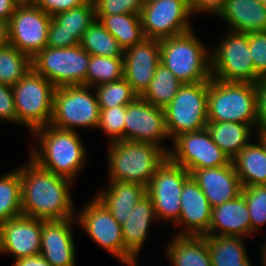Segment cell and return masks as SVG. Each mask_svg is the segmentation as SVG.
Masks as SVG:
<instances>
[{
    "mask_svg": "<svg viewBox=\"0 0 266 266\" xmlns=\"http://www.w3.org/2000/svg\"><path fill=\"white\" fill-rule=\"evenodd\" d=\"M19 171L23 216L44 221L75 217L69 189L72 180L39 167L31 159Z\"/></svg>",
    "mask_w": 266,
    "mask_h": 266,
    "instance_id": "obj_1",
    "label": "cell"
},
{
    "mask_svg": "<svg viewBox=\"0 0 266 266\" xmlns=\"http://www.w3.org/2000/svg\"><path fill=\"white\" fill-rule=\"evenodd\" d=\"M33 133L38 136L41 149L32 146L30 159L45 170L74 181L86 162V149L79 133L50 124Z\"/></svg>",
    "mask_w": 266,
    "mask_h": 266,
    "instance_id": "obj_2",
    "label": "cell"
},
{
    "mask_svg": "<svg viewBox=\"0 0 266 266\" xmlns=\"http://www.w3.org/2000/svg\"><path fill=\"white\" fill-rule=\"evenodd\" d=\"M169 149L156 144L119 140L109 143V181L132 182L148 187Z\"/></svg>",
    "mask_w": 266,
    "mask_h": 266,
    "instance_id": "obj_3",
    "label": "cell"
},
{
    "mask_svg": "<svg viewBox=\"0 0 266 266\" xmlns=\"http://www.w3.org/2000/svg\"><path fill=\"white\" fill-rule=\"evenodd\" d=\"M190 30L159 40L160 63L171 70L183 84L205 82L212 78L211 50Z\"/></svg>",
    "mask_w": 266,
    "mask_h": 266,
    "instance_id": "obj_4",
    "label": "cell"
},
{
    "mask_svg": "<svg viewBox=\"0 0 266 266\" xmlns=\"http://www.w3.org/2000/svg\"><path fill=\"white\" fill-rule=\"evenodd\" d=\"M208 122H237L255 127L256 91L253 83L208 80Z\"/></svg>",
    "mask_w": 266,
    "mask_h": 266,
    "instance_id": "obj_5",
    "label": "cell"
},
{
    "mask_svg": "<svg viewBox=\"0 0 266 266\" xmlns=\"http://www.w3.org/2000/svg\"><path fill=\"white\" fill-rule=\"evenodd\" d=\"M56 87L31 69L13 87L17 123L31 132L49 125L53 114Z\"/></svg>",
    "mask_w": 266,
    "mask_h": 266,
    "instance_id": "obj_6",
    "label": "cell"
},
{
    "mask_svg": "<svg viewBox=\"0 0 266 266\" xmlns=\"http://www.w3.org/2000/svg\"><path fill=\"white\" fill-rule=\"evenodd\" d=\"M90 54L80 46L45 47L31 58L32 69L55 87L86 85Z\"/></svg>",
    "mask_w": 266,
    "mask_h": 266,
    "instance_id": "obj_7",
    "label": "cell"
},
{
    "mask_svg": "<svg viewBox=\"0 0 266 266\" xmlns=\"http://www.w3.org/2000/svg\"><path fill=\"white\" fill-rule=\"evenodd\" d=\"M211 73L212 78L226 82L254 84L260 78L249 50V33H226L211 50Z\"/></svg>",
    "mask_w": 266,
    "mask_h": 266,
    "instance_id": "obj_8",
    "label": "cell"
},
{
    "mask_svg": "<svg viewBox=\"0 0 266 266\" xmlns=\"http://www.w3.org/2000/svg\"><path fill=\"white\" fill-rule=\"evenodd\" d=\"M208 81L183 84L173 100L164 108L170 139L200 131L207 126Z\"/></svg>",
    "mask_w": 266,
    "mask_h": 266,
    "instance_id": "obj_9",
    "label": "cell"
},
{
    "mask_svg": "<svg viewBox=\"0 0 266 266\" xmlns=\"http://www.w3.org/2000/svg\"><path fill=\"white\" fill-rule=\"evenodd\" d=\"M90 88L87 85L56 87L50 125L72 131L75 127L97 128L100 106Z\"/></svg>",
    "mask_w": 266,
    "mask_h": 266,
    "instance_id": "obj_10",
    "label": "cell"
},
{
    "mask_svg": "<svg viewBox=\"0 0 266 266\" xmlns=\"http://www.w3.org/2000/svg\"><path fill=\"white\" fill-rule=\"evenodd\" d=\"M75 218L88 236L127 266H137L136 258L124 247L122 226L95 197Z\"/></svg>",
    "mask_w": 266,
    "mask_h": 266,
    "instance_id": "obj_11",
    "label": "cell"
},
{
    "mask_svg": "<svg viewBox=\"0 0 266 266\" xmlns=\"http://www.w3.org/2000/svg\"><path fill=\"white\" fill-rule=\"evenodd\" d=\"M190 173L169 157L157 168L146 194L151 198L157 220H170L175 224L181 214V194Z\"/></svg>",
    "mask_w": 266,
    "mask_h": 266,
    "instance_id": "obj_12",
    "label": "cell"
},
{
    "mask_svg": "<svg viewBox=\"0 0 266 266\" xmlns=\"http://www.w3.org/2000/svg\"><path fill=\"white\" fill-rule=\"evenodd\" d=\"M188 0H145L140 12L145 38L165 39L193 30Z\"/></svg>",
    "mask_w": 266,
    "mask_h": 266,
    "instance_id": "obj_13",
    "label": "cell"
},
{
    "mask_svg": "<svg viewBox=\"0 0 266 266\" xmlns=\"http://www.w3.org/2000/svg\"><path fill=\"white\" fill-rule=\"evenodd\" d=\"M173 144L174 150L169 151L168 157L189 173L197 169L222 167L231 161L214 143L207 128L180 134Z\"/></svg>",
    "mask_w": 266,
    "mask_h": 266,
    "instance_id": "obj_14",
    "label": "cell"
},
{
    "mask_svg": "<svg viewBox=\"0 0 266 266\" xmlns=\"http://www.w3.org/2000/svg\"><path fill=\"white\" fill-rule=\"evenodd\" d=\"M51 16L38 6L17 7L8 22V42L33 58L47 47Z\"/></svg>",
    "mask_w": 266,
    "mask_h": 266,
    "instance_id": "obj_15",
    "label": "cell"
},
{
    "mask_svg": "<svg viewBox=\"0 0 266 266\" xmlns=\"http://www.w3.org/2000/svg\"><path fill=\"white\" fill-rule=\"evenodd\" d=\"M124 120V140L148 142L165 148L160 146L162 139L169 138L164 109L137 96L126 105Z\"/></svg>",
    "mask_w": 266,
    "mask_h": 266,
    "instance_id": "obj_16",
    "label": "cell"
},
{
    "mask_svg": "<svg viewBox=\"0 0 266 266\" xmlns=\"http://www.w3.org/2000/svg\"><path fill=\"white\" fill-rule=\"evenodd\" d=\"M42 220L19 216L0 224V254L12 253L16 259L40 254Z\"/></svg>",
    "mask_w": 266,
    "mask_h": 266,
    "instance_id": "obj_17",
    "label": "cell"
},
{
    "mask_svg": "<svg viewBox=\"0 0 266 266\" xmlns=\"http://www.w3.org/2000/svg\"><path fill=\"white\" fill-rule=\"evenodd\" d=\"M123 58V78L131 85L132 90L141 96L160 64V42L157 39L145 38L141 43L125 50Z\"/></svg>",
    "mask_w": 266,
    "mask_h": 266,
    "instance_id": "obj_18",
    "label": "cell"
},
{
    "mask_svg": "<svg viewBox=\"0 0 266 266\" xmlns=\"http://www.w3.org/2000/svg\"><path fill=\"white\" fill-rule=\"evenodd\" d=\"M181 214L175 223L184 225L180 236H206L211 223L212 208L197 182L190 175L184 182L181 194ZM186 230V231H185Z\"/></svg>",
    "mask_w": 266,
    "mask_h": 266,
    "instance_id": "obj_19",
    "label": "cell"
},
{
    "mask_svg": "<svg viewBox=\"0 0 266 266\" xmlns=\"http://www.w3.org/2000/svg\"><path fill=\"white\" fill-rule=\"evenodd\" d=\"M75 218L42 220L41 249L51 266H75V243L72 225Z\"/></svg>",
    "mask_w": 266,
    "mask_h": 266,
    "instance_id": "obj_20",
    "label": "cell"
},
{
    "mask_svg": "<svg viewBox=\"0 0 266 266\" xmlns=\"http://www.w3.org/2000/svg\"><path fill=\"white\" fill-rule=\"evenodd\" d=\"M190 175L204 192L211 208L241 194L242 185L232 160L222 167L193 170Z\"/></svg>",
    "mask_w": 266,
    "mask_h": 266,
    "instance_id": "obj_21",
    "label": "cell"
},
{
    "mask_svg": "<svg viewBox=\"0 0 266 266\" xmlns=\"http://www.w3.org/2000/svg\"><path fill=\"white\" fill-rule=\"evenodd\" d=\"M252 233L249 208L242 194L212 208L211 223L206 236L243 237Z\"/></svg>",
    "mask_w": 266,
    "mask_h": 266,
    "instance_id": "obj_22",
    "label": "cell"
},
{
    "mask_svg": "<svg viewBox=\"0 0 266 266\" xmlns=\"http://www.w3.org/2000/svg\"><path fill=\"white\" fill-rule=\"evenodd\" d=\"M217 15L233 32L266 31V6L257 0H225Z\"/></svg>",
    "mask_w": 266,
    "mask_h": 266,
    "instance_id": "obj_23",
    "label": "cell"
},
{
    "mask_svg": "<svg viewBox=\"0 0 266 266\" xmlns=\"http://www.w3.org/2000/svg\"><path fill=\"white\" fill-rule=\"evenodd\" d=\"M110 188L101 191L96 197L123 225L138 201L146 195V187L138 183L110 181Z\"/></svg>",
    "mask_w": 266,
    "mask_h": 266,
    "instance_id": "obj_24",
    "label": "cell"
},
{
    "mask_svg": "<svg viewBox=\"0 0 266 266\" xmlns=\"http://www.w3.org/2000/svg\"><path fill=\"white\" fill-rule=\"evenodd\" d=\"M157 220L154 205L146 194L131 211L127 221L122 226L124 247L135 257L148 236V229L153 220Z\"/></svg>",
    "mask_w": 266,
    "mask_h": 266,
    "instance_id": "obj_25",
    "label": "cell"
},
{
    "mask_svg": "<svg viewBox=\"0 0 266 266\" xmlns=\"http://www.w3.org/2000/svg\"><path fill=\"white\" fill-rule=\"evenodd\" d=\"M168 244L166 254L172 266H212L206 236L174 235Z\"/></svg>",
    "mask_w": 266,
    "mask_h": 266,
    "instance_id": "obj_26",
    "label": "cell"
},
{
    "mask_svg": "<svg viewBox=\"0 0 266 266\" xmlns=\"http://www.w3.org/2000/svg\"><path fill=\"white\" fill-rule=\"evenodd\" d=\"M232 162L242 187L266 184V152L259 141L249 142Z\"/></svg>",
    "mask_w": 266,
    "mask_h": 266,
    "instance_id": "obj_27",
    "label": "cell"
},
{
    "mask_svg": "<svg viewBox=\"0 0 266 266\" xmlns=\"http://www.w3.org/2000/svg\"><path fill=\"white\" fill-rule=\"evenodd\" d=\"M214 143L232 160L247 144L253 127L237 122H208L206 126Z\"/></svg>",
    "mask_w": 266,
    "mask_h": 266,
    "instance_id": "obj_28",
    "label": "cell"
},
{
    "mask_svg": "<svg viewBox=\"0 0 266 266\" xmlns=\"http://www.w3.org/2000/svg\"><path fill=\"white\" fill-rule=\"evenodd\" d=\"M95 17L116 38L124 51L145 39L140 14L123 13Z\"/></svg>",
    "mask_w": 266,
    "mask_h": 266,
    "instance_id": "obj_29",
    "label": "cell"
},
{
    "mask_svg": "<svg viewBox=\"0 0 266 266\" xmlns=\"http://www.w3.org/2000/svg\"><path fill=\"white\" fill-rule=\"evenodd\" d=\"M206 240L212 266H241L249 259L243 237L206 236Z\"/></svg>",
    "mask_w": 266,
    "mask_h": 266,
    "instance_id": "obj_30",
    "label": "cell"
},
{
    "mask_svg": "<svg viewBox=\"0 0 266 266\" xmlns=\"http://www.w3.org/2000/svg\"><path fill=\"white\" fill-rule=\"evenodd\" d=\"M182 85L183 83L174 73L160 63L141 97L153 106L164 109L173 100Z\"/></svg>",
    "mask_w": 266,
    "mask_h": 266,
    "instance_id": "obj_31",
    "label": "cell"
},
{
    "mask_svg": "<svg viewBox=\"0 0 266 266\" xmlns=\"http://www.w3.org/2000/svg\"><path fill=\"white\" fill-rule=\"evenodd\" d=\"M91 56L123 57L124 50L118 41L95 19L87 28L80 41Z\"/></svg>",
    "mask_w": 266,
    "mask_h": 266,
    "instance_id": "obj_32",
    "label": "cell"
},
{
    "mask_svg": "<svg viewBox=\"0 0 266 266\" xmlns=\"http://www.w3.org/2000/svg\"><path fill=\"white\" fill-rule=\"evenodd\" d=\"M22 215L20 171L18 169L0 177V224Z\"/></svg>",
    "mask_w": 266,
    "mask_h": 266,
    "instance_id": "obj_33",
    "label": "cell"
},
{
    "mask_svg": "<svg viewBox=\"0 0 266 266\" xmlns=\"http://www.w3.org/2000/svg\"><path fill=\"white\" fill-rule=\"evenodd\" d=\"M31 69L29 56L9 43L0 47V83L13 87Z\"/></svg>",
    "mask_w": 266,
    "mask_h": 266,
    "instance_id": "obj_34",
    "label": "cell"
},
{
    "mask_svg": "<svg viewBox=\"0 0 266 266\" xmlns=\"http://www.w3.org/2000/svg\"><path fill=\"white\" fill-rule=\"evenodd\" d=\"M58 23V31H64L80 42L88 26L96 19L93 0L56 14L52 17Z\"/></svg>",
    "mask_w": 266,
    "mask_h": 266,
    "instance_id": "obj_35",
    "label": "cell"
},
{
    "mask_svg": "<svg viewBox=\"0 0 266 266\" xmlns=\"http://www.w3.org/2000/svg\"><path fill=\"white\" fill-rule=\"evenodd\" d=\"M123 69V57L90 56L86 85L94 87L122 79Z\"/></svg>",
    "mask_w": 266,
    "mask_h": 266,
    "instance_id": "obj_36",
    "label": "cell"
},
{
    "mask_svg": "<svg viewBox=\"0 0 266 266\" xmlns=\"http://www.w3.org/2000/svg\"><path fill=\"white\" fill-rule=\"evenodd\" d=\"M96 97L100 109H110L120 105H127L138 95L131 85L124 79L96 86Z\"/></svg>",
    "mask_w": 266,
    "mask_h": 266,
    "instance_id": "obj_37",
    "label": "cell"
},
{
    "mask_svg": "<svg viewBox=\"0 0 266 266\" xmlns=\"http://www.w3.org/2000/svg\"><path fill=\"white\" fill-rule=\"evenodd\" d=\"M241 194L248 205L251 229L255 232L266 224V184L242 187Z\"/></svg>",
    "mask_w": 266,
    "mask_h": 266,
    "instance_id": "obj_38",
    "label": "cell"
},
{
    "mask_svg": "<svg viewBox=\"0 0 266 266\" xmlns=\"http://www.w3.org/2000/svg\"><path fill=\"white\" fill-rule=\"evenodd\" d=\"M126 105H120L110 109H100L97 128H102L111 138V142L124 140V127Z\"/></svg>",
    "mask_w": 266,
    "mask_h": 266,
    "instance_id": "obj_39",
    "label": "cell"
},
{
    "mask_svg": "<svg viewBox=\"0 0 266 266\" xmlns=\"http://www.w3.org/2000/svg\"><path fill=\"white\" fill-rule=\"evenodd\" d=\"M145 0H93L95 16L140 14Z\"/></svg>",
    "mask_w": 266,
    "mask_h": 266,
    "instance_id": "obj_40",
    "label": "cell"
},
{
    "mask_svg": "<svg viewBox=\"0 0 266 266\" xmlns=\"http://www.w3.org/2000/svg\"><path fill=\"white\" fill-rule=\"evenodd\" d=\"M249 50L255 71L260 76L266 75V31L249 33Z\"/></svg>",
    "mask_w": 266,
    "mask_h": 266,
    "instance_id": "obj_41",
    "label": "cell"
},
{
    "mask_svg": "<svg viewBox=\"0 0 266 266\" xmlns=\"http://www.w3.org/2000/svg\"><path fill=\"white\" fill-rule=\"evenodd\" d=\"M256 91V121L257 130H266V75L254 83Z\"/></svg>",
    "mask_w": 266,
    "mask_h": 266,
    "instance_id": "obj_42",
    "label": "cell"
},
{
    "mask_svg": "<svg viewBox=\"0 0 266 266\" xmlns=\"http://www.w3.org/2000/svg\"><path fill=\"white\" fill-rule=\"evenodd\" d=\"M0 120L17 123L12 87L2 83H0Z\"/></svg>",
    "mask_w": 266,
    "mask_h": 266,
    "instance_id": "obj_43",
    "label": "cell"
},
{
    "mask_svg": "<svg viewBox=\"0 0 266 266\" xmlns=\"http://www.w3.org/2000/svg\"><path fill=\"white\" fill-rule=\"evenodd\" d=\"M80 42L73 36V34L58 31V23L51 18V23L48 29L47 47L50 48H66L78 45Z\"/></svg>",
    "mask_w": 266,
    "mask_h": 266,
    "instance_id": "obj_44",
    "label": "cell"
},
{
    "mask_svg": "<svg viewBox=\"0 0 266 266\" xmlns=\"http://www.w3.org/2000/svg\"><path fill=\"white\" fill-rule=\"evenodd\" d=\"M88 0H38L36 6L51 17L86 3Z\"/></svg>",
    "mask_w": 266,
    "mask_h": 266,
    "instance_id": "obj_45",
    "label": "cell"
},
{
    "mask_svg": "<svg viewBox=\"0 0 266 266\" xmlns=\"http://www.w3.org/2000/svg\"><path fill=\"white\" fill-rule=\"evenodd\" d=\"M225 0H188L191 13L199 12H212L218 13Z\"/></svg>",
    "mask_w": 266,
    "mask_h": 266,
    "instance_id": "obj_46",
    "label": "cell"
},
{
    "mask_svg": "<svg viewBox=\"0 0 266 266\" xmlns=\"http://www.w3.org/2000/svg\"><path fill=\"white\" fill-rule=\"evenodd\" d=\"M14 266H51L50 263L40 254L29 257L18 258Z\"/></svg>",
    "mask_w": 266,
    "mask_h": 266,
    "instance_id": "obj_47",
    "label": "cell"
},
{
    "mask_svg": "<svg viewBox=\"0 0 266 266\" xmlns=\"http://www.w3.org/2000/svg\"><path fill=\"white\" fill-rule=\"evenodd\" d=\"M16 8L14 0H0V19L8 23Z\"/></svg>",
    "mask_w": 266,
    "mask_h": 266,
    "instance_id": "obj_48",
    "label": "cell"
},
{
    "mask_svg": "<svg viewBox=\"0 0 266 266\" xmlns=\"http://www.w3.org/2000/svg\"><path fill=\"white\" fill-rule=\"evenodd\" d=\"M8 43V23L0 19V47Z\"/></svg>",
    "mask_w": 266,
    "mask_h": 266,
    "instance_id": "obj_49",
    "label": "cell"
},
{
    "mask_svg": "<svg viewBox=\"0 0 266 266\" xmlns=\"http://www.w3.org/2000/svg\"><path fill=\"white\" fill-rule=\"evenodd\" d=\"M17 7L36 6L38 0H14Z\"/></svg>",
    "mask_w": 266,
    "mask_h": 266,
    "instance_id": "obj_50",
    "label": "cell"
},
{
    "mask_svg": "<svg viewBox=\"0 0 266 266\" xmlns=\"http://www.w3.org/2000/svg\"><path fill=\"white\" fill-rule=\"evenodd\" d=\"M258 140L264 147L266 152V130H258Z\"/></svg>",
    "mask_w": 266,
    "mask_h": 266,
    "instance_id": "obj_51",
    "label": "cell"
},
{
    "mask_svg": "<svg viewBox=\"0 0 266 266\" xmlns=\"http://www.w3.org/2000/svg\"><path fill=\"white\" fill-rule=\"evenodd\" d=\"M262 257H261V261H262V265L263 266H266V243H264L263 247H262V252L260 254Z\"/></svg>",
    "mask_w": 266,
    "mask_h": 266,
    "instance_id": "obj_52",
    "label": "cell"
},
{
    "mask_svg": "<svg viewBox=\"0 0 266 266\" xmlns=\"http://www.w3.org/2000/svg\"><path fill=\"white\" fill-rule=\"evenodd\" d=\"M241 266H251L250 262H249V259L245 263H243V265H241Z\"/></svg>",
    "mask_w": 266,
    "mask_h": 266,
    "instance_id": "obj_53",
    "label": "cell"
},
{
    "mask_svg": "<svg viewBox=\"0 0 266 266\" xmlns=\"http://www.w3.org/2000/svg\"><path fill=\"white\" fill-rule=\"evenodd\" d=\"M258 2L264 4L266 6V0H257Z\"/></svg>",
    "mask_w": 266,
    "mask_h": 266,
    "instance_id": "obj_54",
    "label": "cell"
}]
</instances>
